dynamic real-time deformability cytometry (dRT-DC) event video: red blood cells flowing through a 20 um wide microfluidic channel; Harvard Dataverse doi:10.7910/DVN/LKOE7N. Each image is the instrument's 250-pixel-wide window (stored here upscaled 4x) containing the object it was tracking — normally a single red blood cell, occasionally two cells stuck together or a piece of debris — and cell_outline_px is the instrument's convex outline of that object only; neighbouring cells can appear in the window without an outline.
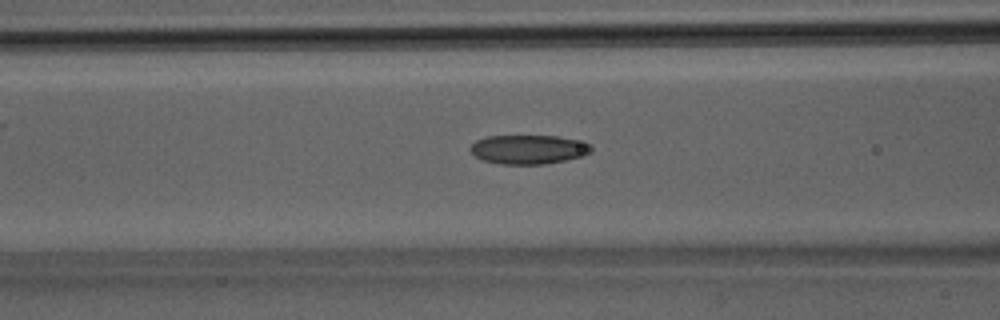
{"species": "Egyptian fruit bat (a non-hibernating species)", "species_latin": "Rousettus aegyptiacus", "temperature_condition": "room temperature", "stored_images_in_passage": 36, "camera_frame_rate_fps": 3000, "um_per_image_px": 0.085, "animal": {"sex": "male"}, "frame": {"image": 1, "passage_image": 16, "time_ms": 5.0, "image_size_px": [1000, 320], "cell_outline_px": [[592, 152], [584, 156], [544, 164], [500, 164], [484, 160], [476, 156], [468, 148], [476, 140], [488, 136], [556, 136], [576, 140], [592, 144]], "centroid_in_image_um": [44.94, 12.7], "position_along_channel_um": 121.7, "area_um2": 20.46}}
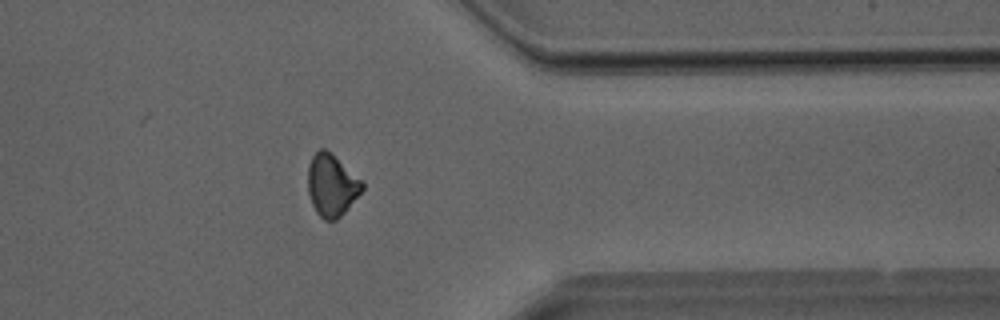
{"frame": {"image": 2, "passage_image": 31, "time_ms": 10.0, "image_size_px": [1000, 320], "cell_outline_px": [[364, 188], [348, 208], [336, 220], [324, 220], [316, 212], [312, 204], [308, 192], [308, 164], [312, 156], [320, 148], [324, 148], [332, 152], [364, 180]], "centroid_in_image_um": [28.21, 15.7], "position_along_channel_um": 383.2, "area_um2": 20.0}}